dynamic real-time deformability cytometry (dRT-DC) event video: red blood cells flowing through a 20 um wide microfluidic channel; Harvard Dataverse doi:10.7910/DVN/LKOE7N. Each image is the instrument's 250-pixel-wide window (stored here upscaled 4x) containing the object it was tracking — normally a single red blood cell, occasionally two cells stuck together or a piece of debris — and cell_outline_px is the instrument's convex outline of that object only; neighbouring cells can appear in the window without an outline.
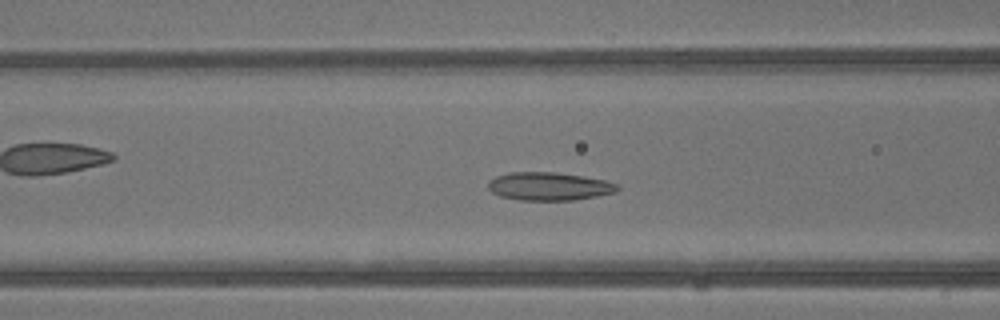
{"species": "common noctule bat (a hibernating species)", "species_latin": "Nyctalus noctula", "temperature_condition": "warm", "stored_images_in_passage": 40, "camera_frame_rate_fps": 3000, "um_per_image_px": 0.085, "animal": {"sex": "male", "body_mass_g": 13.3}, "frame": {"image": 1, "passage_image": 15, "time_ms": 4.667, "image_size_px": [1000, 320], "cell_outline_px": [[620, 188], [616, 192], [576, 200], [520, 200], [500, 196], [492, 192], [488, 188], [488, 180], [496, 176], [512, 172], [556, 172], [604, 180], [620, 184]], "centroid_in_image_um": [46.68, 15.84], "position_along_channel_um": 119.9, "area_um2": 21.21}}
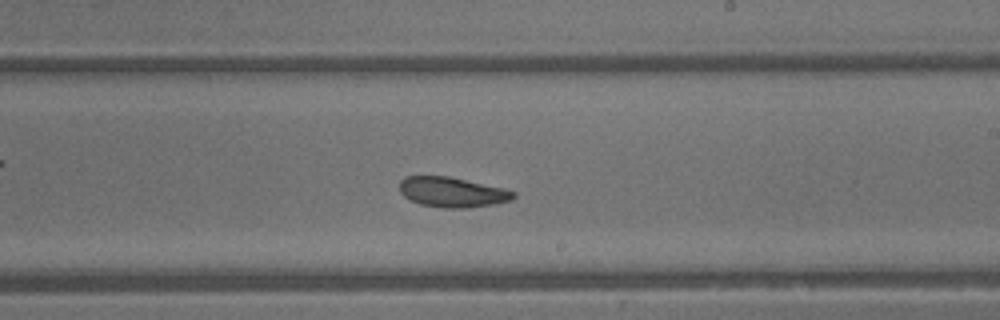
{"frame": {"image": 2, "passage_image": 23, "time_ms": 7.333, "image_size_px": [1000, 320], "cell_outline_px": [[516, 196], [512, 200], [496, 204], [468, 208], [444, 208], [420, 204], [404, 196], [400, 192], [400, 180], [404, 176], [448, 176], [504, 188], [516, 192]], "centroid_in_image_um": [38.46, 16.33], "position_along_channel_um": 250.5, "area_um2": 20.06}}
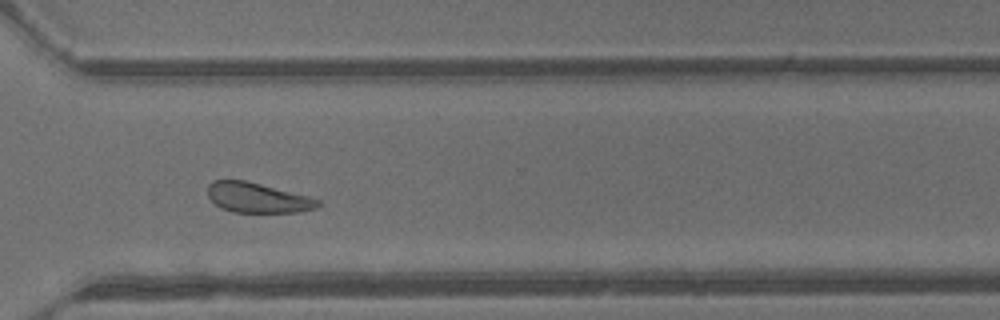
{"frame": {"image": 3, "passage_image": 29, "time_ms": 9.333, "image_size_px": [1000, 320], "cell_outline_px": [[320, 204], [316, 208], [300, 212], [232, 212], [220, 208], [208, 196], [208, 184], [212, 180], [244, 180], [308, 196], [320, 200]], "centroid_in_image_um": [21.87, 16.81], "position_along_channel_um": 348.7, "area_um2": 19.13}, "authors_computed_cell_mechanics": {"area_um2": 21.5594, "velocity_mm_per_s": 4.9109, "shape_relaxation_time_tau1_ms": 6.6847, "shape_relaxation_time_tau2_ms": 5.7448, "deformation_change_tau1": 0.1278, "deformation_change_tau2": 0.1267}}